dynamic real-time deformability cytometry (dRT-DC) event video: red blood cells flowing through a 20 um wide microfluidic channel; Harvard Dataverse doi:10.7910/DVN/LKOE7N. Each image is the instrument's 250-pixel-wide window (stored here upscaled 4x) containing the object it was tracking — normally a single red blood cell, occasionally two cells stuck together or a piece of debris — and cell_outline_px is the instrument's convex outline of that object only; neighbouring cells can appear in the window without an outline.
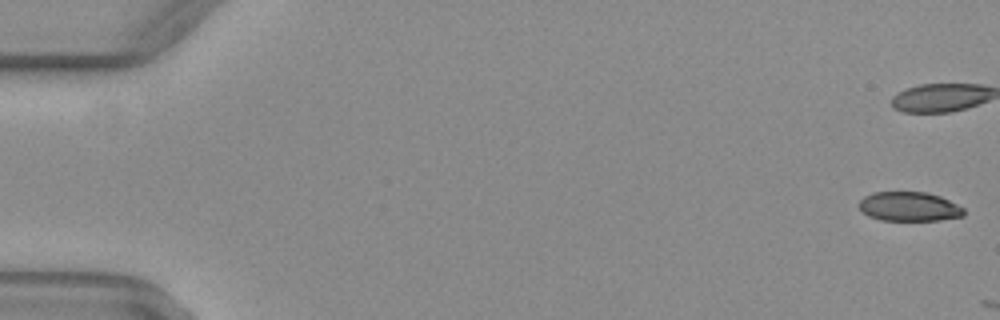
{"species": "common noctule bat (a hibernating species)", "species_latin": "Nyctalus noctula", "temperature_condition": "warm", "stored_images_in_passage": 2, "camera_frame_rate_fps": 3000, "um_per_image_px": 0.085, "animal": {"sex": "female", "body_mass_g": 29.2, "forearm_length_mm": 56.3}, "frame": {"image": 1, "passage_image": 1, "time_ms": 0.0, "image_size_px": [1000, 320], "cell_outline_px": [[964, 216], [940, 220], [880, 220], [868, 216], [860, 208], [860, 200], [864, 196], [872, 192], [924, 192], [940, 196], [964, 208]], "centroid_in_image_um": [77.28, 17.56], "position_along_channel_um": 7.7, "area_um2": 17.8}}